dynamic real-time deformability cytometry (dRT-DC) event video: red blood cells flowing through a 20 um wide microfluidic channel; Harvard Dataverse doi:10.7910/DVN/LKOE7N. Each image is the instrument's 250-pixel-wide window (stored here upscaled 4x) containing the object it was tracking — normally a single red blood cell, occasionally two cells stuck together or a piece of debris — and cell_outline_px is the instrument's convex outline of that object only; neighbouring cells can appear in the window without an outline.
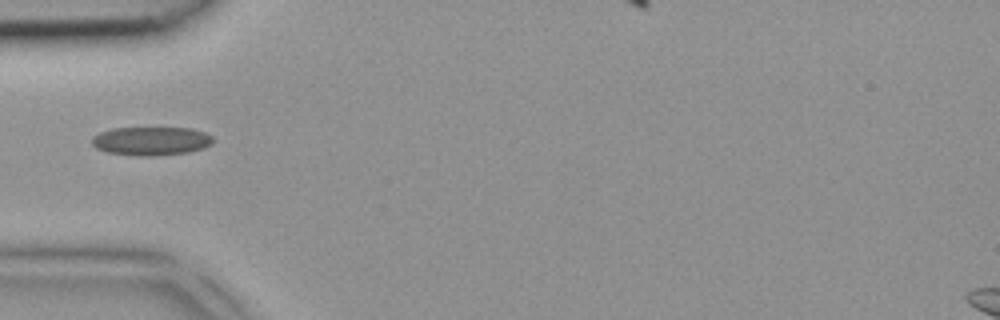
{"species": "common noctule bat (a hibernating species)", "species_latin": "Nyctalus noctula", "temperature_condition": "room temperature", "stored_images_in_passage": 5, "camera_frame_rate_fps": 3000, "um_per_image_px": 0.085, "animal": {"sex": "female", "body_mass_g": 18.4}, "frame": {"image": 1, "passage_image": 4, "time_ms": 1.0, "image_size_px": [1000, 320], "cell_outline_px": [[212, 144], [204, 148], [188, 152], [152, 156], [140, 156], [108, 152], [96, 148], [92, 144], [92, 136], [100, 132], [112, 128], [192, 128], [204, 132], [212, 136]], "centroid_in_image_um": [12.85, 11.98], "position_along_channel_um": 72.2, "area_um2": 20.17}}